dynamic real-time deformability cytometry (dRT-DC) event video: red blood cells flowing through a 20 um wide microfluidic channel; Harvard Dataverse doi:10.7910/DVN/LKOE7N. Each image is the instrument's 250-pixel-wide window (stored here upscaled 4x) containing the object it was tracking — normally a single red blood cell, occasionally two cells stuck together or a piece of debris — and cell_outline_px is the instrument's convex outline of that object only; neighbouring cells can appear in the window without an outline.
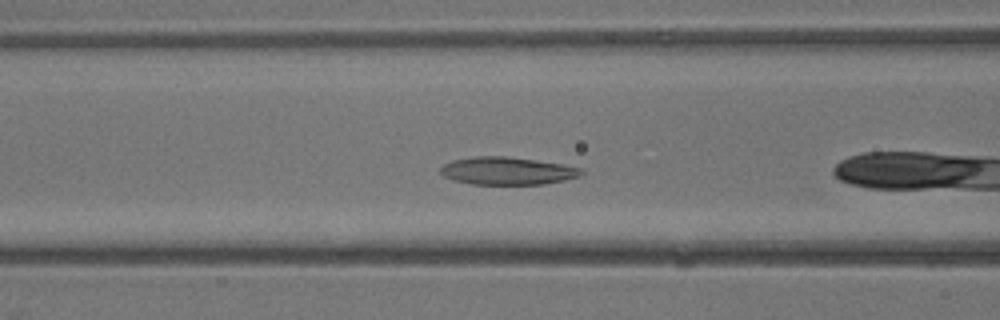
{"species": "common noctule bat (a hibernating species)", "species_latin": "Nyctalus noctula", "temperature_condition": "warm", "stored_images_in_passage": 21, "camera_frame_rate_fps": 3000, "um_per_image_px": 0.085, "animal": {"sex": "male", "body_mass_g": 13.3}, "frame": {"image": 1, "passage_image": 4, "time_ms": 1.0, "image_size_px": [1000, 320], "cell_outline_px": [[584, 172], [580, 176], [564, 180], [544, 184], [472, 184], [452, 180], [444, 176], [440, 172], [440, 168], [444, 164], [452, 160], [472, 156], [508, 156], [564, 164], [580, 168]], "centroid_in_image_um": [43.1, 14.52], "position_along_channel_um": 123.5, "area_um2": 22.83}}
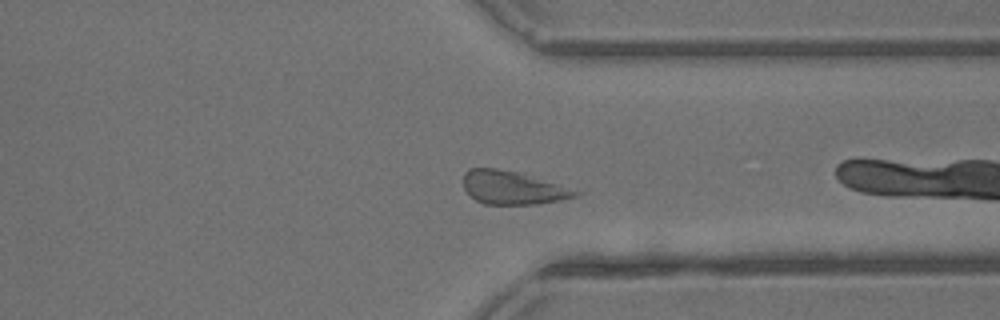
{"frame": {"image": 2, "passage_image": 15, "time_ms": 4.667, "image_size_px": [1000, 320], "cell_outline_px": [[584, 192], [576, 196], [560, 200], [536, 204], [484, 204], [476, 200], [464, 188], [464, 172], [468, 168], [496, 168], [516, 172]], "centroid_in_image_um": [43.56, 15.96], "position_along_channel_um": 367.8, "area_um2": 21.39}}